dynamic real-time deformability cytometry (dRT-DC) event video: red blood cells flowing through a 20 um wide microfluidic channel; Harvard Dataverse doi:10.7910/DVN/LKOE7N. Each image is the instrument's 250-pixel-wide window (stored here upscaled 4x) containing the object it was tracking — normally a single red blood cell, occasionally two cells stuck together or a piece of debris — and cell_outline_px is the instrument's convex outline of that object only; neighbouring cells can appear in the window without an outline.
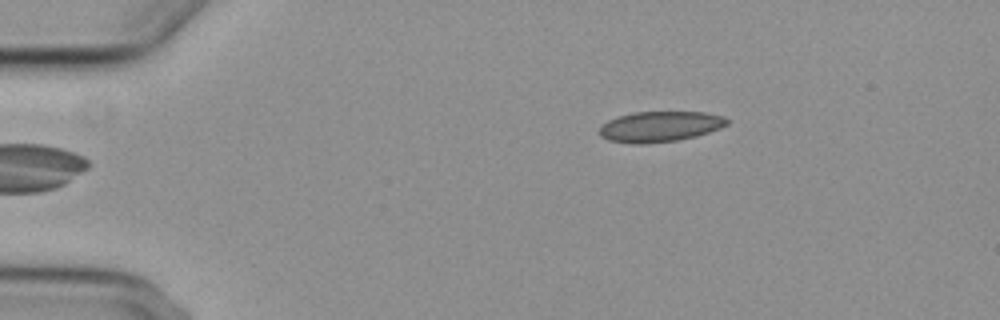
{"species": "common noctule bat (a hibernating species)", "species_latin": "Nyctalus noctula", "temperature_condition": "cold", "stored_images_in_passage": 6, "camera_frame_rate_fps": 3000, "um_per_image_px": 0.085, "animal": {"sex": "female", "body_mass_g": 29.2, "forearm_length_mm": 56.3}, "frame": {"image": 1, "passage_image": 6, "time_ms": 6.333, "image_size_px": [1000, 320], "cell_outline_px": [[728, 124], [720, 128], [696, 136], [676, 140], [644, 144], [632, 144], [608, 140], [600, 136], [600, 128], [608, 120], [632, 112], [704, 112], [724, 116], [728, 120]], "centroid_in_image_um": [56.1, 10.76], "position_along_channel_um": 28.9, "area_um2": 22.6}}